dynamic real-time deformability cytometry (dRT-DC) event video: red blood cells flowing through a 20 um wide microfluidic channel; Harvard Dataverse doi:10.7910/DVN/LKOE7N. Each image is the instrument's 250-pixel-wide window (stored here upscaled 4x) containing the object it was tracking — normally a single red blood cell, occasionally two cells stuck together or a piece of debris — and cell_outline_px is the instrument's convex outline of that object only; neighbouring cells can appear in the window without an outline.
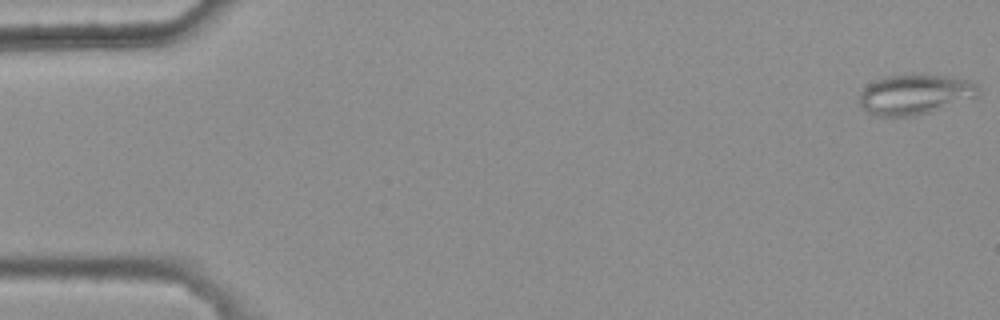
{"species": "common noctule bat (a hibernating species)", "species_latin": "Nyctalus noctula", "temperature_condition": "warm", "stored_images_in_passage": 5, "camera_frame_rate_fps": 3000, "um_per_image_px": 0.085, "animal": {"sex": "female", "body_mass_g": 25.1}, "frame": {"image": 1, "passage_image": 1, "time_ms": 0.0, "image_size_px": [1000, 320], "cell_outline_px": [[980, 96], [932, 112], [916, 116], [872, 116], [860, 104], [860, 92], [868, 84], [876, 80], [888, 76], [912, 72], [952, 76], [972, 80], [976, 84]], "centroid_in_image_um": [77.81, 8.0], "position_along_channel_um": 7.2, "area_um2": 28.61}}